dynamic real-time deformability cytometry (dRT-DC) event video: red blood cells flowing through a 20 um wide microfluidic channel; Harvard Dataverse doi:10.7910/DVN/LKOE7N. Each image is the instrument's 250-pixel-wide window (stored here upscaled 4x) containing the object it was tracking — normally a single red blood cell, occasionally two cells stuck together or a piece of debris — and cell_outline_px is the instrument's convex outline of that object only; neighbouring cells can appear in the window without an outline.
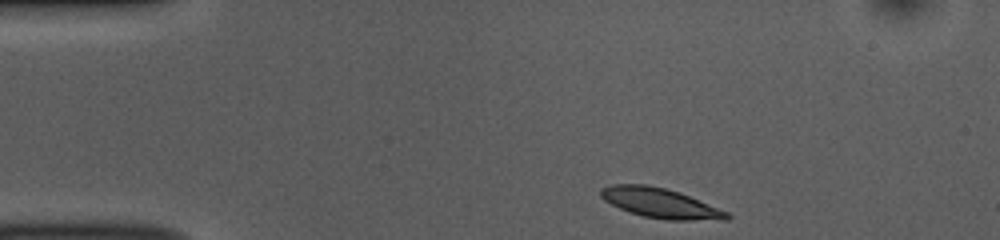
{"species": "common noctule bat (a hibernating species)", "species_latin": "Nyctalus noctula", "temperature_condition": "room temperature", "stored_images_in_passage": 44, "camera_frame_rate_fps": 3000, "um_per_image_px": 0.085, "animal": {"sex": "female", "body_mass_g": 10.0, "forearm_length_mm": 53.1}, "frame": {"image": 1, "passage_image": 1, "time_ms": 0.0, "image_size_px": [1000, 240], "cell_outline_px": [[732, 216], [728, 220], [668, 220], [644, 216], [628, 212], [604, 200], [600, 196], [600, 188], [612, 184], [648, 184], [680, 192], [728, 212]], "centroid_in_image_um": [56.13, 17.26], "position_along_channel_um": 28.9, "area_um2": 21.96}}
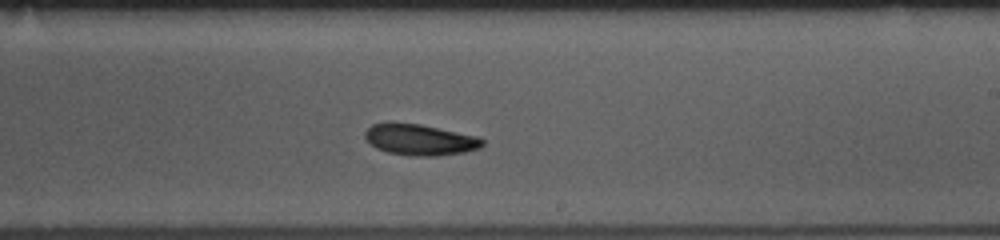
{"frame": {"image": 2, "passage_image": 23, "time_ms": 7.333, "image_size_px": [1000, 240], "cell_outline_px": [[484, 144], [480, 148], [464, 152], [436, 156], [412, 156], [388, 152], [376, 148], [364, 136], [364, 132], [372, 124], [388, 120], [392, 120], [420, 124], [480, 136], [484, 140]], "centroid_in_image_um": [35.68, 11.84], "position_along_channel_um": 253.3, "area_um2": 21.79}}
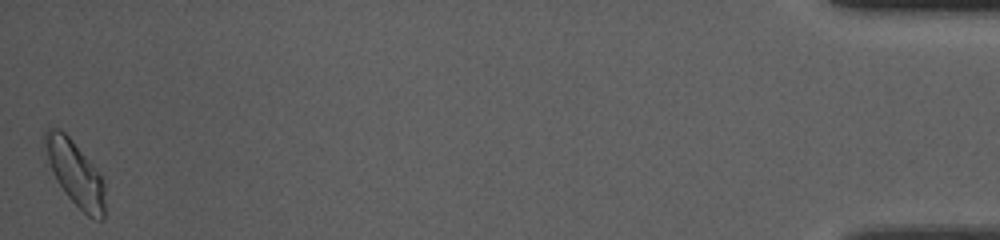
{"frame": {"image": 3, "passage_image": 44, "time_ms": 14.333, "image_size_px": [1000, 240], "cell_outline_px": [[104, 220], [100, 220], [88, 216], [64, 192], [56, 180], [48, 160], [44, 140], [44, 132], [48, 124], [60, 128], [72, 140], [100, 172], [104, 184]], "centroid_in_image_um": [6.38, 14.67], "position_along_channel_um": 428.8, "area_um2": 22.6}, "authors_computed_cell_mechanics": {"area_um2": 21.3571, "velocity_mm_per_s": 3.8107, "shape_relaxation_time_tau1_ms": 3.9355, "shape_relaxation_time_tau2_ms": 9.1647, "deformation_change_tau1": 0.1249, "deformation_change_tau2": 0.1709}}